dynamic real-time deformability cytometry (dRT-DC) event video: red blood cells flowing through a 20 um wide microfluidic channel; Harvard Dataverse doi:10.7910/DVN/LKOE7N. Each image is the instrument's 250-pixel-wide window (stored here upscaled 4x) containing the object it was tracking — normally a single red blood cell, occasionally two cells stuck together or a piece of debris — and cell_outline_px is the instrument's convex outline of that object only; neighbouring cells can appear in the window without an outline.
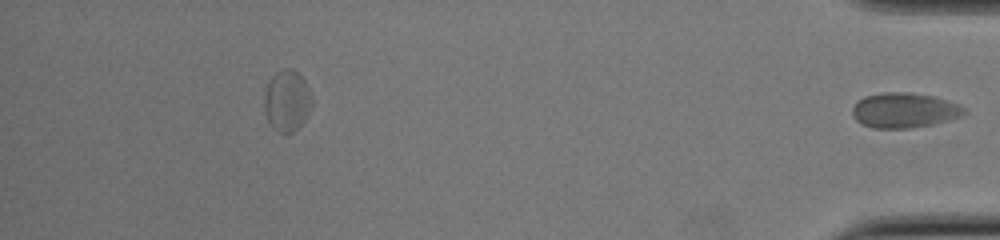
{"species": "common noctule bat (a hibernating species)", "species_latin": "Nyctalus noctula", "temperature_condition": "cold", "stored_images_in_passage": 38, "segment_of_instrument_passage": [2, 2], "camera_frame_rate_fps": 3000, "um_per_image_px": 0.085, "animal": {"sex": "female", "body_mass_g": 22.0, "forearm_length_mm": 56.7}, "frame": {"image": 1, "passage_image": 38, "time_ms": 12.333, "image_size_px": [1000, 240], "cell_outline_px": [[968, 112], [960, 116], [932, 124], [912, 128], [872, 128], [860, 124], [852, 116], [852, 108], [864, 96], [884, 92], [908, 92], [932, 96], [960, 104]], "centroid_in_image_um": [76.84, 9.38], "position_along_channel_um": 358.4, "area_um2": 22.77}}